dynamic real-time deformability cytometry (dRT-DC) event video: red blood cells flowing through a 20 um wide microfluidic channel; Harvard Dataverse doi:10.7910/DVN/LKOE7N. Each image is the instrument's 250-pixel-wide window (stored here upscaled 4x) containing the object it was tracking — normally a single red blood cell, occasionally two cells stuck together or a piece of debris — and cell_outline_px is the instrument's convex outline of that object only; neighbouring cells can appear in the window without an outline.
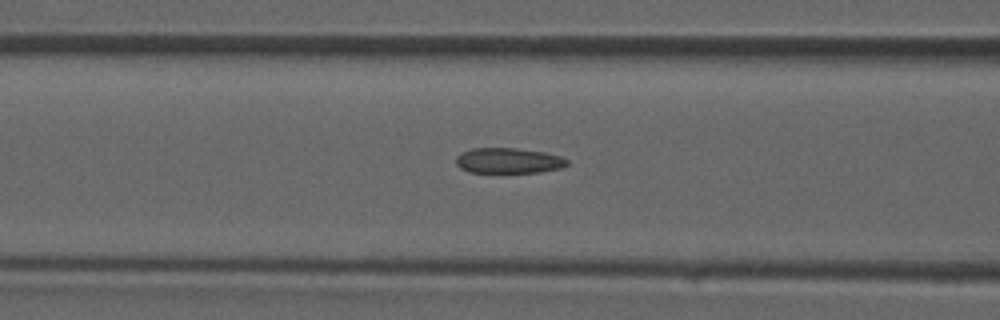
{"species": "common noctule bat (a hibernating species)", "species_latin": "Nyctalus noctula", "temperature_condition": "room temperature", "stored_images_in_passage": 30, "camera_frame_rate_fps": 3000, "um_per_image_px": 0.085, "animal": {"sex": "male", "forearm_length_mm": 52.5}, "frame": {"image": 1, "passage_image": 12, "time_ms": 3.667, "image_size_px": [1000, 320], "cell_outline_px": [[568, 164], [560, 168], [540, 172], [468, 172], [460, 168], [456, 164], [456, 156], [460, 152], [472, 148], [516, 148], [544, 152], [560, 156], [568, 160]], "centroid_in_image_um": [43.18, 13.65], "position_along_channel_um": 123.4, "area_um2": 16.47}}
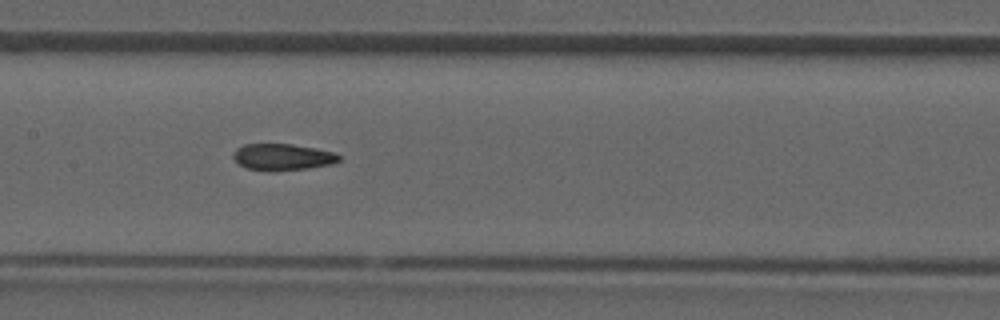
{"frame": {"image": 2, "passage_image": 16, "time_ms": 5.0, "image_size_px": [1000, 320], "cell_outline_px": [[344, 156], [336, 164], [308, 168], [272, 172], [268, 172], [248, 168], [240, 164], [232, 156], [236, 148], [244, 144], [292, 144], [316, 148], [336, 152]], "centroid_in_image_um": [24.1, 13.35], "position_along_channel_um": 183.3, "area_um2": 16.76}}